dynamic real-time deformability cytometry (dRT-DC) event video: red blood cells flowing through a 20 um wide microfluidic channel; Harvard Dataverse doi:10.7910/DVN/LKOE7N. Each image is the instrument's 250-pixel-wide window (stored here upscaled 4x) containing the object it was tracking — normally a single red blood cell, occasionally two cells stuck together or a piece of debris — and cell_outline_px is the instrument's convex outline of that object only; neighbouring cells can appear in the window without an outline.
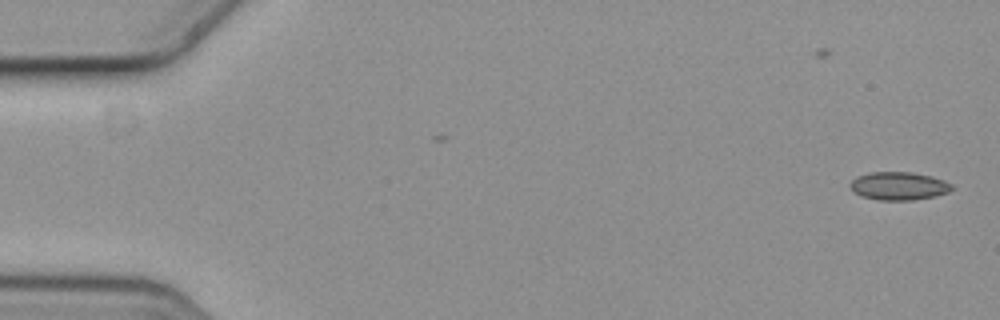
{"species": "common noctule bat (a hibernating species)", "species_latin": "Nyctalus noctula", "temperature_condition": "cold", "stored_images_in_passage": 2, "camera_frame_rate_fps": 3000, "um_per_image_px": 0.085, "animal": {"sex": "female", "body_mass_g": 19.3, "forearm_length_mm": 54.1}, "frame": {"image": 1, "passage_image": 2, "time_ms": 0.333, "image_size_px": [1000, 320], "cell_outline_px": [[952, 188], [948, 192], [936, 196], [912, 200], [880, 200], [860, 196], [848, 184], [856, 176], [868, 172], [912, 172], [932, 176], [944, 180], [952, 184]], "centroid_in_image_um": [76.39, 15.8], "position_along_channel_um": 8.6, "area_um2": 16.7}}